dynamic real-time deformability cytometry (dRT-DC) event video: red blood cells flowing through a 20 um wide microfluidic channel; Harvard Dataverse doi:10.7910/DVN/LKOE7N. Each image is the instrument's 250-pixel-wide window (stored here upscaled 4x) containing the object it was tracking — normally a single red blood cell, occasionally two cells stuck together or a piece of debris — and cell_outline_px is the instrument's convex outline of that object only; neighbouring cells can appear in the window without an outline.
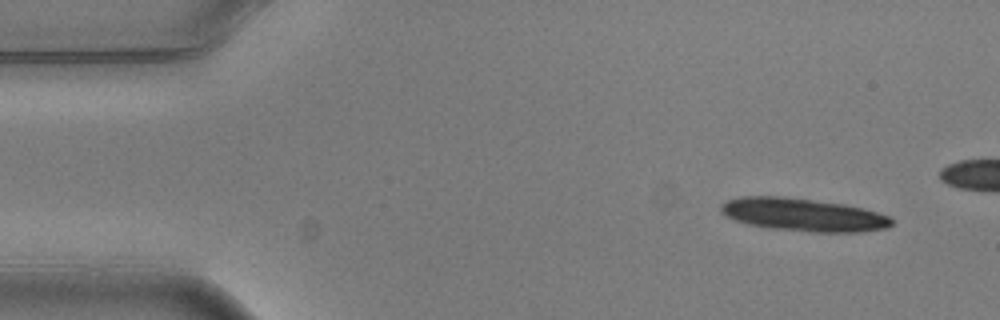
{"species": "common noctule bat (a hibernating species)", "species_latin": "Nyctalus noctula", "temperature_condition": "warm", "stored_images_in_passage": 5, "camera_frame_rate_fps": 3000, "um_per_image_px": 0.085, "animal": {"sex": "male", "body_mass_g": 20.5, "forearm_length_mm": 52.5}, "frame": {"image": 1, "passage_image": 1, "time_ms": 0.0, "image_size_px": [1000, 320], "cell_outline_px": [[892, 224], [888, 228], [860, 232], [812, 232], [768, 228], [748, 224], [724, 216], [720, 212], [720, 204], [728, 200], [740, 196], [784, 196], [844, 204], [864, 208], [888, 216], [892, 220]], "centroid_in_image_um": [68.24, 18.25], "position_along_channel_um": 16.8, "area_um2": 32.95}}